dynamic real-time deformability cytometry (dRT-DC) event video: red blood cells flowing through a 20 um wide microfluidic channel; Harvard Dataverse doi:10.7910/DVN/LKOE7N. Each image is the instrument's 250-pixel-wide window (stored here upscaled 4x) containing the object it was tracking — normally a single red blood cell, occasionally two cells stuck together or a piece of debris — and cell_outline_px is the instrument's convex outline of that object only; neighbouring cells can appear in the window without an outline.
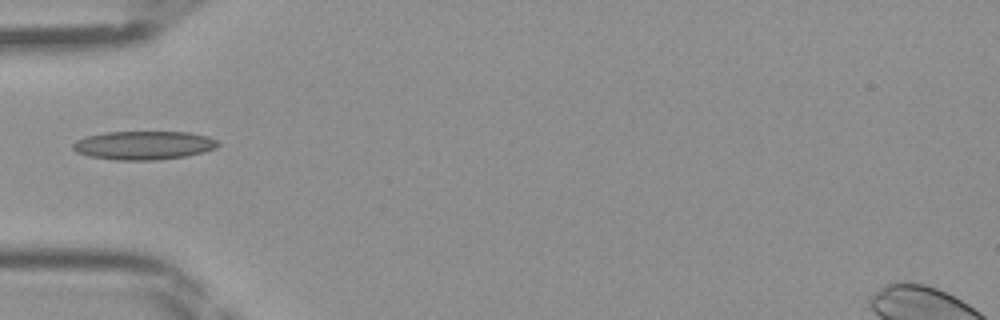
{"species": "Egyptian fruit bat (a non-hibernating species)", "species_latin": "Rousettus aegyptiacus", "temperature_condition": "room temperature", "stored_images_in_passage": 23, "camera_frame_rate_fps": 3000, "um_per_image_px": 0.085, "frame": {"image": 1, "passage_image": 1, "time_ms": 0.0, "image_size_px": [1000, 320], "cell_outline_px": [[220, 144], [216, 148], [204, 152], [184, 156], [156, 160], [112, 160], [88, 156], [76, 152], [72, 148], [72, 144], [76, 140], [88, 136], [104, 132], [188, 132], [208, 136], [216, 140]], "centroid_in_image_um": [12.2, 12.35], "position_along_channel_um": 72.8, "area_um2": 24.28}}
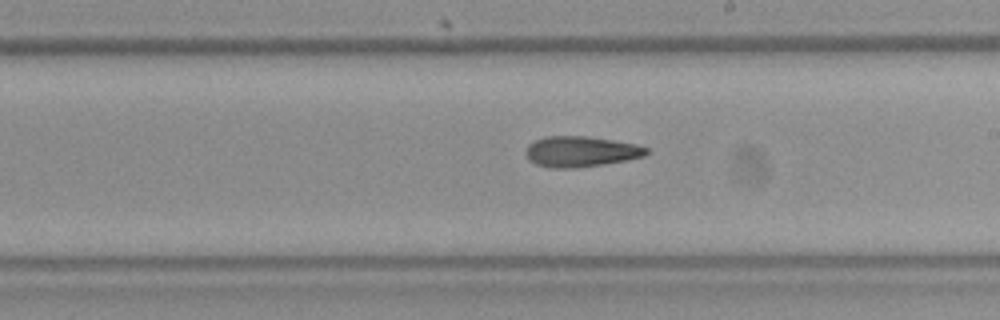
{"frame": {"image": 2, "passage_image": 12, "time_ms": 3.667, "image_size_px": [1000, 320], "cell_outline_px": [[652, 152], [644, 156], [628, 160], [604, 164], [576, 168], [552, 168], [536, 164], [528, 160], [524, 152], [528, 144], [544, 136], [588, 136], [636, 144], [648, 148]], "centroid_in_image_um": [49.37, 12.88], "position_along_channel_um": 239.6, "area_um2": 21.79}}
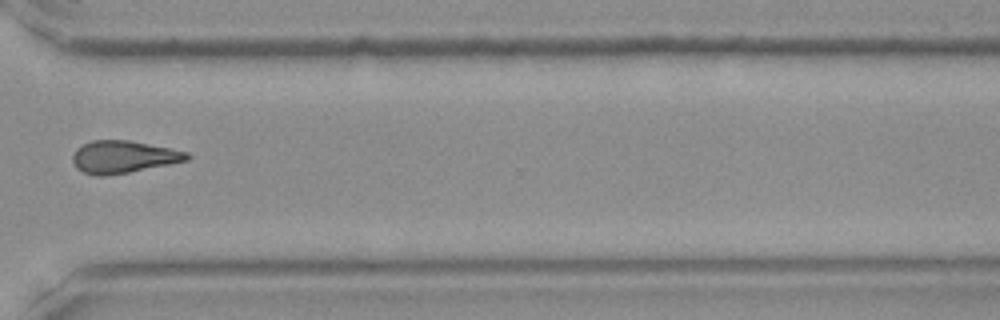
{"frame": {"image": 3, "passage_image": 20, "time_ms": 6.333, "image_size_px": [1000, 320], "cell_outline_px": [[192, 156], [188, 160], [128, 172], [104, 176], [96, 176], [84, 172], [76, 168], [72, 160], [72, 156], [76, 148], [92, 140], [128, 140], [188, 152]], "centroid_in_image_um": [10.45, 13.33], "position_along_channel_um": 360.1, "area_um2": 21.33}}